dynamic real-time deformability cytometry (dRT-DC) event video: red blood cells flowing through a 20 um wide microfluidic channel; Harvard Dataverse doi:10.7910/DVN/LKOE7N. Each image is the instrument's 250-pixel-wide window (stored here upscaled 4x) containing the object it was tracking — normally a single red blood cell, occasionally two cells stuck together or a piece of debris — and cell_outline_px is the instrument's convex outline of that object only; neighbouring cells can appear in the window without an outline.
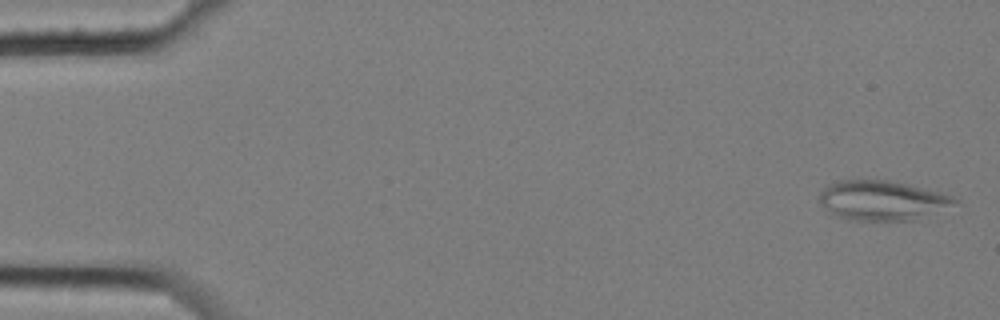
{"species": "common noctule bat (a hibernating species)", "species_latin": "Nyctalus noctula", "temperature_condition": "cold", "stored_images_in_passage": 4, "camera_frame_rate_fps": 3000, "um_per_image_px": 0.085, "animal": {"sex": "female", "body_mass_g": 25.1}, "frame": {"image": 1, "passage_image": 1, "time_ms": 0.0, "image_size_px": [1000, 320], "cell_outline_px": [[960, 200], [912, 220], [848, 220], [836, 216], [828, 212], [820, 200], [820, 196], [824, 188], [828, 184], [840, 180], [888, 180], [952, 196]], "centroid_in_image_um": [74.87, 17.03], "position_along_channel_um": 10.1, "area_um2": 30.23}}